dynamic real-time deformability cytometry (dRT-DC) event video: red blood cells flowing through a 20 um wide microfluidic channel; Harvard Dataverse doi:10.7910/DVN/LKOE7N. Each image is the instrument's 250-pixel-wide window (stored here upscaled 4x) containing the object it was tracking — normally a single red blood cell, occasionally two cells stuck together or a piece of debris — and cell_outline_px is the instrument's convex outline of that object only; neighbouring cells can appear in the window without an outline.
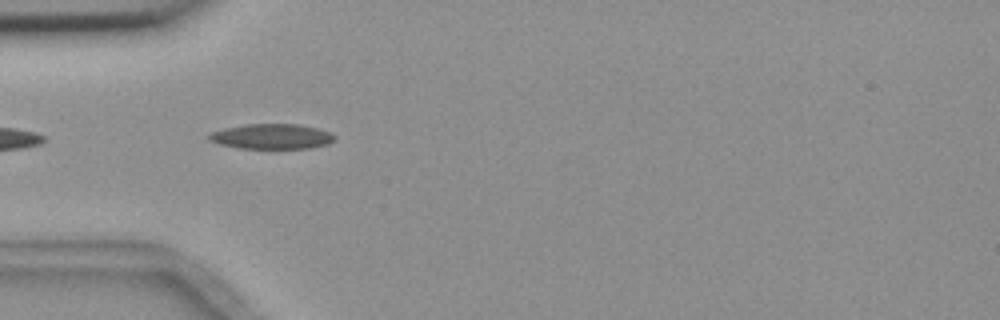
{"species": "common noctule bat (a hibernating species)", "species_latin": "Nyctalus noctula", "temperature_condition": "room temperature", "stored_images_in_passage": 8, "camera_frame_rate_fps": 3000, "um_per_image_px": 0.085, "animal": {"sex": "female", "body_mass_g": 18.4}, "frame": {"image": 1, "passage_image": 5, "time_ms": 4.333, "image_size_px": [1000, 320], "cell_outline_px": [[336, 140], [328, 144], [312, 148], [240, 148], [220, 144], [208, 140], [208, 132], [224, 128], [248, 124], [300, 124], [332, 132], [336, 136]], "centroid_in_image_um": [23.12, 11.59], "position_along_channel_um": 61.9, "area_um2": 18.55}}
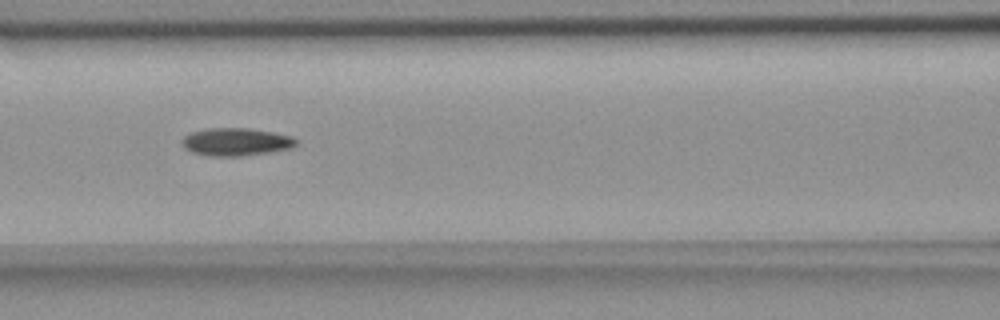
{"frame": {"image": 2, "passage_image": 7, "time_ms": 6.667, "image_size_px": [1000, 320], "cell_outline_px": [[296, 144], [292, 148], [268, 152], [240, 156], [212, 156], [192, 152], [184, 148], [180, 144], [180, 140], [184, 136], [192, 132], [208, 128], [248, 128], [272, 132], [292, 136], [296, 140]], "centroid_in_image_um": [20.02, 12.05], "position_along_channel_um": 146.6, "area_um2": 18.44}}
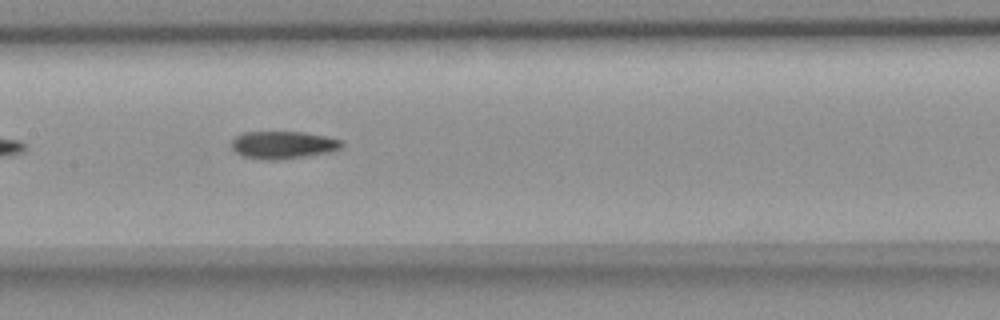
{"frame": {"image": 3, "passage_image": 8, "time_ms": 7.667, "image_size_px": [1000, 320], "cell_outline_px": [[344, 144], [340, 148], [328, 152], [304, 156], [272, 160], [264, 160], [244, 156], [236, 152], [232, 148], [232, 140], [236, 136], [244, 132], [304, 132], [324, 136], [340, 140]], "centroid_in_image_um": [24.03, 12.31], "position_along_channel_um": 183.4, "area_um2": 17.4}}